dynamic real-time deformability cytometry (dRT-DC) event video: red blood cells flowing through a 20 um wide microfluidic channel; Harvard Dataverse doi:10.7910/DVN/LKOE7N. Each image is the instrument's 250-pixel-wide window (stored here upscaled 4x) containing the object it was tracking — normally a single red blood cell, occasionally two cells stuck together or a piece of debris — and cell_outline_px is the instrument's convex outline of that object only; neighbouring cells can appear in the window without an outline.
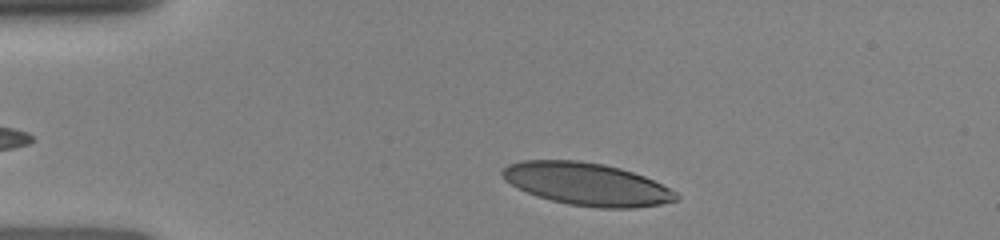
{"species": "human", "species_latin": "Homo sapiens", "temperature_condition": "room temperature", "stored_images_in_passage": 28, "camera_frame_rate_fps": 3000, "um_per_image_px": 0.085, "donor": {"sex": "female"}, "frame": {"image": 1, "passage_image": 2, "time_ms": 0.667, "image_size_px": [1000, 240], "cell_outline_px": [[680, 200], [660, 204], [636, 208], [600, 208], [568, 204], [536, 196], [512, 184], [500, 172], [508, 164], [520, 160], [576, 160], [604, 164], [620, 168], [644, 176], [676, 192], [680, 196]], "centroid_in_image_um": [49.91, 15.65], "position_along_channel_um": 35.1, "area_um2": 42.83}}
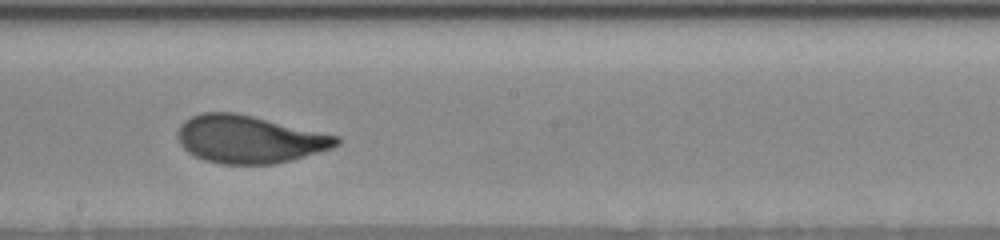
{"frame": {"image": 2, "passage_image": 16, "time_ms": 6.333, "image_size_px": [1000, 240], "cell_outline_px": [[340, 144], [332, 148], [292, 160], [272, 164], [220, 164], [204, 160], [188, 152], [180, 144], [176, 136], [176, 132], [180, 124], [184, 120], [200, 112], [236, 112], [340, 136]], "centroid_in_image_um": [21.17, 11.83], "position_along_channel_um": 227.0, "area_um2": 44.39}}
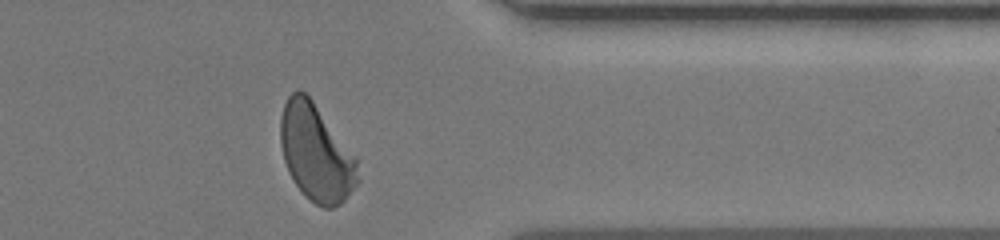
{"frame": {"image": 3, "passage_image": 27, "time_ms": 10.333, "image_size_px": [1000, 240], "cell_outline_px": [[360, 180], [344, 200], [340, 204], [332, 208], [324, 208], [316, 204], [304, 196], [288, 172], [284, 160], [280, 144], [280, 120], [284, 104], [288, 96], [296, 88], [300, 88], [312, 100], [356, 156]], "centroid_in_image_um": [26.86, 12.99], "position_along_channel_um": 384.5, "area_um2": 43.75}}